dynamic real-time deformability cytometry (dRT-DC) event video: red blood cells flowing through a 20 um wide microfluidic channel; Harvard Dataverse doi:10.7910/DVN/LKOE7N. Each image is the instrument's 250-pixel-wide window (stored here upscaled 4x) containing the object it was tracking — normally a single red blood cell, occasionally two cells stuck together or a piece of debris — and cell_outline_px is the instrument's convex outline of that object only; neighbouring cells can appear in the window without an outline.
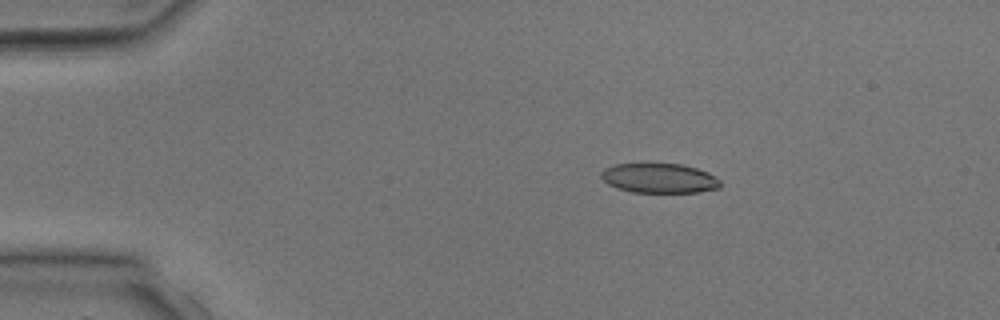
{"species": "common noctule bat (a hibernating species)", "species_latin": "Nyctalus noctula", "temperature_condition": "room temperature", "stored_images_in_passage": 4, "camera_frame_rate_fps": 3000, "um_per_image_px": 0.085, "animal": {"sex": "male", "body_mass_g": 17.9, "forearm_length_mm": 54.2}, "frame": {"image": 1, "passage_image": 3, "time_ms": 2.0, "image_size_px": [1000, 320], "cell_outline_px": [[720, 188], [700, 192], [632, 192], [616, 188], [608, 184], [600, 176], [600, 172], [604, 168], [616, 164], [640, 160], [684, 164], [708, 172], [720, 180]], "centroid_in_image_um": [55.99, 15.09], "position_along_channel_um": 29.0, "area_um2": 21.62}}